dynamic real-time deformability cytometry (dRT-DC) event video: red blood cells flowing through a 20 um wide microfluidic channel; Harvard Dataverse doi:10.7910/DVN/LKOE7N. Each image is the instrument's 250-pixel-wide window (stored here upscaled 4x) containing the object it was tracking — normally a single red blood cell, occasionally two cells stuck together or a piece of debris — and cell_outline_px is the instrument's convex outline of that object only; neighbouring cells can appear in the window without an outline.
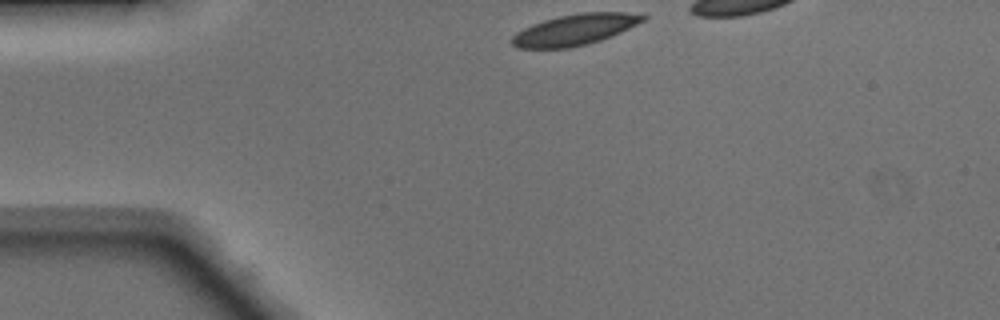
{"species": "Egyptian fruit bat (a non-hibernating species)", "species_latin": "Rousettus aegyptiacus", "temperature_condition": "warm", "stored_images_in_passage": 31, "camera_frame_rate_fps": 3000, "um_per_image_px": 0.085, "animal": {"sex": "male"}, "frame": {"image": 1, "passage_image": 1, "time_ms": 0.0, "image_size_px": [1000, 320], "cell_outline_px": [[648, 16], [644, 20], [612, 36], [588, 44], [568, 48], [516, 48], [512, 44], [512, 36], [516, 32], [532, 24], [544, 20], [560, 16], [580, 12], [624, 12]], "centroid_in_image_um": [48.83, 2.52], "position_along_channel_um": 36.2, "area_um2": 23.47}}
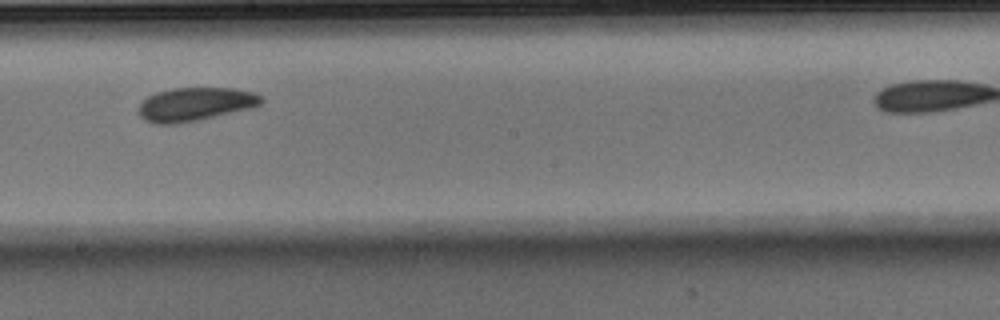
{"frame": {"image": 2, "passage_image": 18, "time_ms": 5.667, "image_size_px": [1000, 320], "cell_outline_px": [[264, 100], [260, 104], [252, 108], [196, 120], [176, 124], [152, 124], [144, 120], [136, 112], [140, 104], [148, 96], [156, 92], [172, 88], [236, 88], [252, 92], [264, 96]], "centroid_in_image_um": [16.57, 8.86], "position_along_channel_um": 231.6, "area_um2": 24.1}}
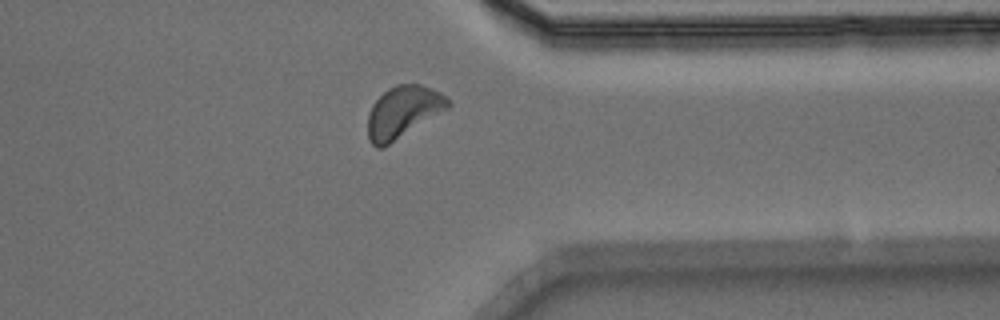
{"frame": {"image": 3, "passage_image": 29, "time_ms": 9.333, "image_size_px": [1000, 320], "cell_outline_px": [[452, 104], [448, 108], [388, 144], [380, 148], [376, 148], [368, 140], [368, 112], [372, 104], [388, 88], [396, 84], [420, 84], [432, 88], [440, 92], [452, 100]], "centroid_in_image_um": [34.26, 9.48], "position_along_channel_um": 377.1, "area_um2": 23.99}}